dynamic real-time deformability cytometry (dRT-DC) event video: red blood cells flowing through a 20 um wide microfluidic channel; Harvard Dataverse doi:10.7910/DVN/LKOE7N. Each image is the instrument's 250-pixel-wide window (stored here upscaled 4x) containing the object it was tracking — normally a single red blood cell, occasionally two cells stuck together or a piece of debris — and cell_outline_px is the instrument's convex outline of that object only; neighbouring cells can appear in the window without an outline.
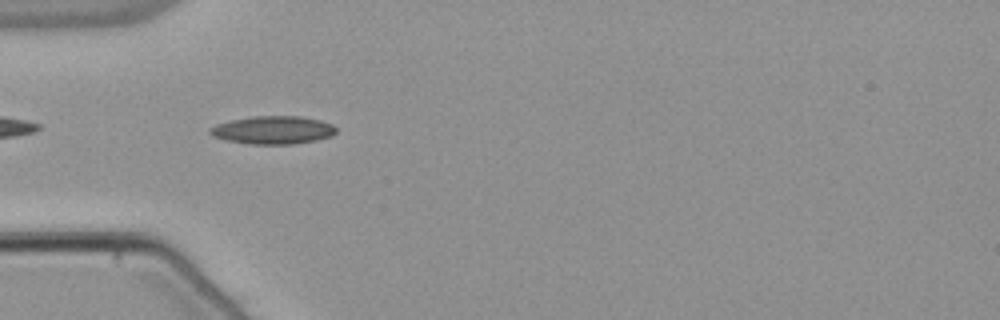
{"species": "common noctule bat (a hibernating species)", "species_latin": "Nyctalus noctula", "temperature_condition": "warm", "stored_images_in_passage": 40, "camera_frame_rate_fps": 3000, "um_per_image_px": 0.085, "animal": {"sex": "male", "body_mass_g": 21.5, "forearm_length_mm": 52.0}, "frame": {"image": 1, "passage_image": 3, "time_ms": 0.667, "image_size_px": [1000, 320], "cell_outline_px": [[336, 132], [332, 136], [316, 140], [292, 144], [248, 144], [228, 140], [212, 136], [208, 132], [208, 128], [216, 124], [232, 120], [252, 116], [300, 116], [320, 120], [332, 124], [336, 128]], "centroid_in_image_um": [23.2, 11.05], "position_along_channel_um": 61.8, "area_um2": 20.63}}
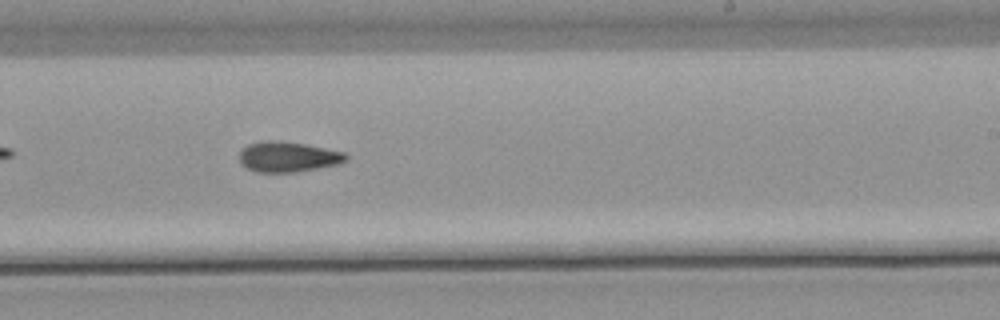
{"frame": {"image": 2, "passage_image": 19, "time_ms": 6.0, "image_size_px": [1000, 320], "cell_outline_px": [[348, 160], [340, 164], [296, 172], [256, 172], [240, 164], [240, 152], [248, 144], [264, 140], [272, 140], [304, 144], [344, 152], [348, 156]], "centroid_in_image_um": [24.49, 13.34], "position_along_channel_um": 264.5, "area_um2": 18.79}}
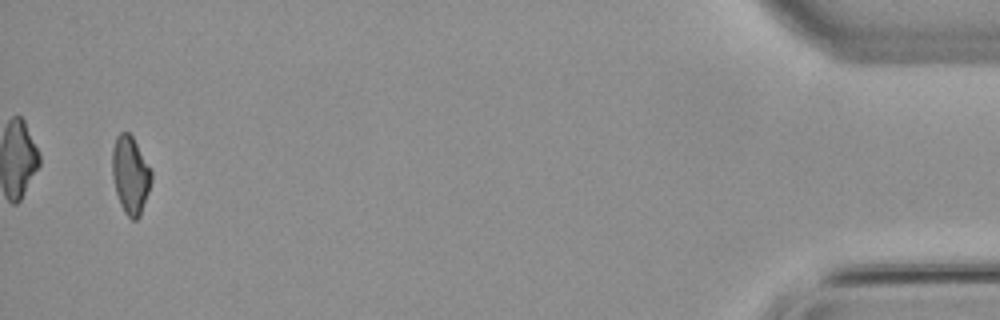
{"frame": {"image": 3, "passage_image": 38, "time_ms": 12.333, "image_size_px": [1000, 320], "cell_outline_px": [[152, 180], [140, 216], [136, 220], [132, 220], [124, 212], [120, 204], [116, 192], [112, 176], [112, 148], [116, 136], [120, 132], [128, 132], [132, 136], [152, 172]], "centroid_in_image_um": [11.07, 14.87], "position_along_channel_um": 424.1, "area_um2": 17.63}, "authors_computed_cell_mechanics": {"area_um2": 18.4671, "velocity_mm_per_s": 3.8562, "shape_relaxation_time_tau1_ms": null, "shape_relaxation_time_tau2_ms": 8.5343, "deformation_change_tau1": null, "deformation_change_tau2": 0.192}}